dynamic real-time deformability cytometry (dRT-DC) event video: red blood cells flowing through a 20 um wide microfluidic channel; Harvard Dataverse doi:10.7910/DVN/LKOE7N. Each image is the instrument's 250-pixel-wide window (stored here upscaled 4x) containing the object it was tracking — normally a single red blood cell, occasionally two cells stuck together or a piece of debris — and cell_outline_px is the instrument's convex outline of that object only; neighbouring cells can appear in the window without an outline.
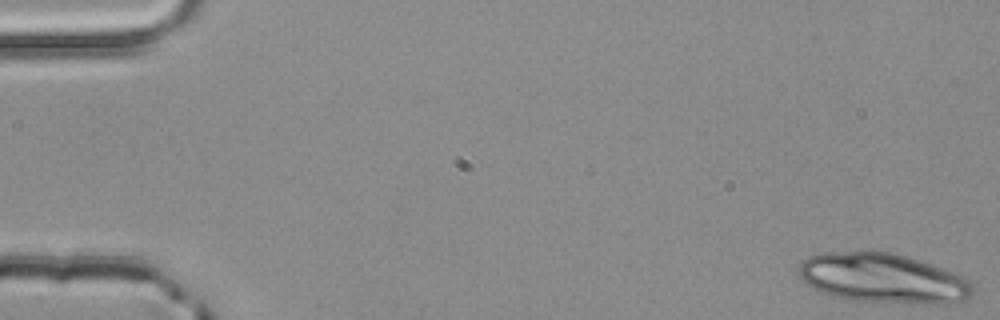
{"species": "common noctule bat (a hibernating species)", "species_latin": "Nyctalus noctula", "temperature_condition": "room temperature", "stored_images_in_passage": 4, "camera_frame_rate_fps": 3000, "um_per_image_px": 0.085, "animal": {"sex": "male", "body_mass_g": 20.4}, "frame": {"image": 1, "passage_image": 1, "time_ms": 0.0, "image_size_px": [1000, 320], "cell_outline_px": [[972, 296], [968, 300], [960, 304], [924, 304], [856, 300], [832, 296], [820, 292], [812, 288], [800, 276], [800, 260], [808, 256], [824, 252], [892, 252], [908, 256], [944, 268], [968, 280], [972, 284]], "centroid_in_image_um": [75.1, 23.67], "position_along_channel_um": 9.9, "area_um2": 50.63}}